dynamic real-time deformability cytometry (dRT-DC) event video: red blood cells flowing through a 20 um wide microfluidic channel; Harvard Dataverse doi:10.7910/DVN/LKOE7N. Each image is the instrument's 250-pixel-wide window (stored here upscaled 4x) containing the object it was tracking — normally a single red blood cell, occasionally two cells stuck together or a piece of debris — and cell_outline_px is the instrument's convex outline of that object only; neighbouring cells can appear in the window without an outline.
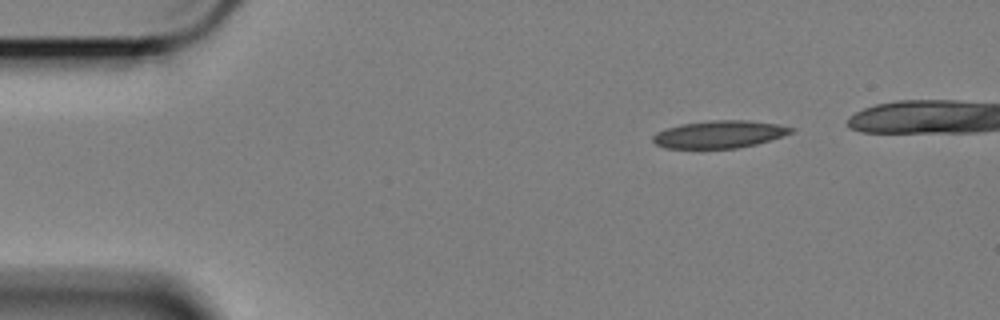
{"species": "Egyptian fruit bat (a non-hibernating species)", "species_latin": "Rousettus aegyptiacus", "temperature_condition": "cold", "stored_images_in_passage": 44, "camera_frame_rate_fps": 3000, "um_per_image_px": 0.085, "animal": {"sex": "female"}, "frame": {"image": 1, "passage_image": 1, "time_ms": 0.0, "image_size_px": [1000, 320], "cell_outline_px": [[796, 128], [792, 132], [756, 144], [736, 148], [664, 148], [656, 144], [652, 140], [652, 136], [656, 132], [668, 128], [684, 124], [712, 120], [748, 120], [776, 124]], "centroid_in_image_um": [61.12, 11.41], "position_along_channel_um": 23.9, "area_um2": 21.79}}
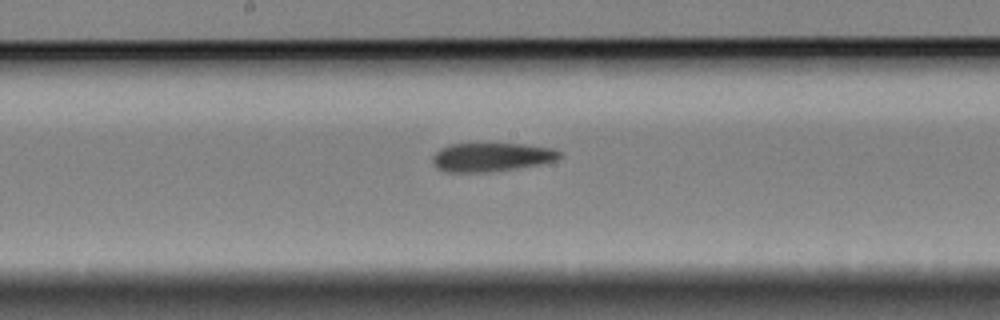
{"frame": {"image": 2, "passage_image": 23, "time_ms": 7.333, "image_size_px": [1000, 320], "cell_outline_px": [[560, 156], [556, 160], [540, 164], [516, 168], [484, 172], [448, 172], [436, 168], [432, 160], [432, 156], [440, 148], [452, 144], [524, 144], [552, 148], [560, 152]], "centroid_in_image_um": [41.74, 13.35], "position_along_channel_um": 206.5, "area_um2": 21.04}}
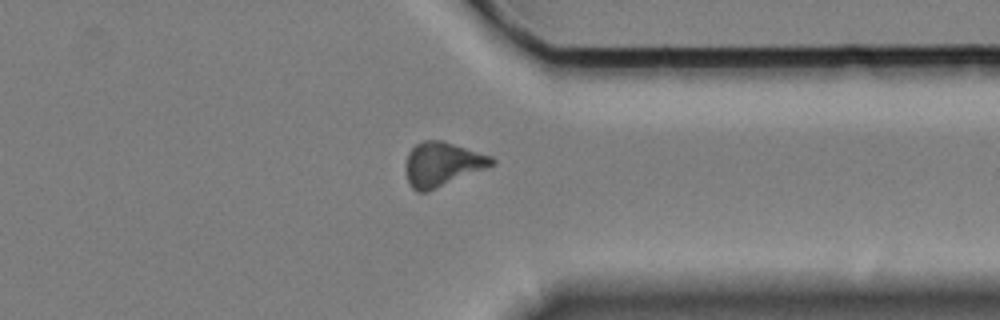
{"frame": {"image": 3, "passage_image": 38, "time_ms": 12.333, "image_size_px": [1000, 320], "cell_outline_px": [[496, 164], [488, 168], [428, 192], [416, 192], [412, 188], [408, 180], [404, 168], [408, 152], [416, 144], [424, 140], [444, 140], [492, 156], [496, 160]], "centroid_in_image_um": [37.61, 13.96], "position_along_channel_um": 373.8, "area_um2": 22.6}}